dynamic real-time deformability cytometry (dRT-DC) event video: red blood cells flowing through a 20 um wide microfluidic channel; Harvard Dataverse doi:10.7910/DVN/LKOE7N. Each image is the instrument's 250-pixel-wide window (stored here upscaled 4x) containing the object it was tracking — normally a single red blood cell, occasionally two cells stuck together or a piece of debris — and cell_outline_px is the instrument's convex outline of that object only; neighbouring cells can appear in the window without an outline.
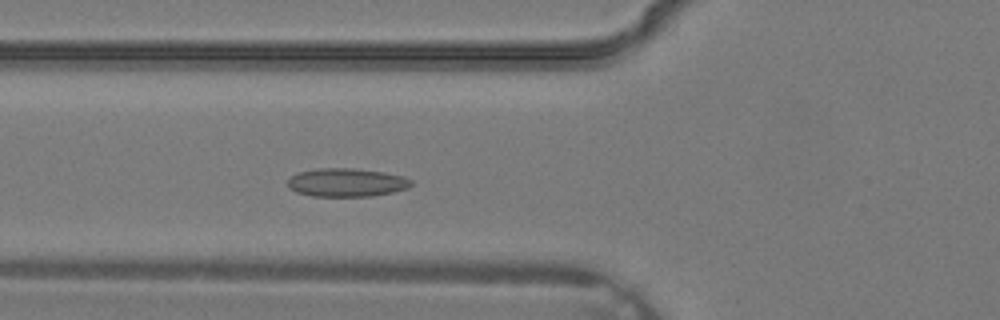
{"species": "common noctule bat (a hibernating species)", "species_latin": "Nyctalus noctula", "temperature_condition": "warm", "stored_images_in_passage": 34, "camera_frame_rate_fps": 3000, "um_per_image_px": 0.085, "animal": {"sex": "male", "body_mass_g": 19.2, "forearm_length_mm": 51.8}, "frame": {"image": 1, "passage_image": 11, "time_ms": 3.333, "image_size_px": [1000, 320], "cell_outline_px": [[412, 184], [408, 188], [392, 192], [372, 196], [312, 196], [296, 192], [288, 188], [288, 180], [296, 172], [320, 168], [352, 168], [384, 172], [404, 176], [412, 180]], "centroid_in_image_um": [29.45, 15.51], "position_along_channel_um": 96.3, "area_um2": 20.52}}
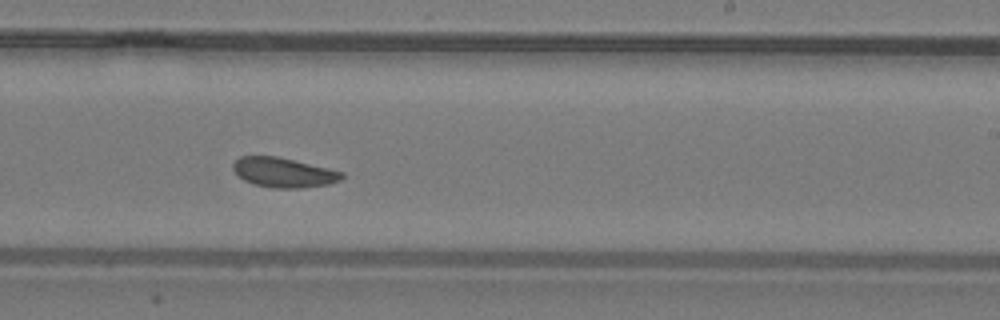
{"frame": {"image": 2, "passage_image": 20, "time_ms": 6.333, "image_size_px": [1000, 320], "cell_outline_px": [[344, 176], [340, 180], [328, 184], [300, 188], [272, 188], [252, 184], [244, 180], [232, 168], [232, 164], [240, 156], [276, 156], [328, 168], [344, 172]], "centroid_in_image_um": [24.09, 14.66], "position_along_channel_um": 264.9, "area_um2": 18.73}}
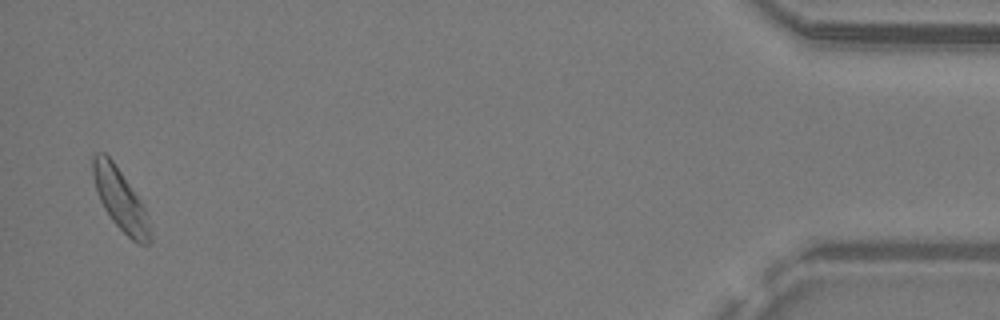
{"frame": {"image": 3, "passage_image": 33, "time_ms": 10.667, "image_size_px": [1000, 320], "cell_outline_px": [[152, 240], [148, 244], [136, 244], [112, 220], [104, 208], [100, 200], [96, 188], [92, 172], [92, 156], [96, 152], [104, 152], [112, 160], [140, 200], [144, 208], [152, 232]], "centroid_in_image_um": [10.23, 16.98], "position_along_channel_um": 425.0, "area_um2": 20.17}}